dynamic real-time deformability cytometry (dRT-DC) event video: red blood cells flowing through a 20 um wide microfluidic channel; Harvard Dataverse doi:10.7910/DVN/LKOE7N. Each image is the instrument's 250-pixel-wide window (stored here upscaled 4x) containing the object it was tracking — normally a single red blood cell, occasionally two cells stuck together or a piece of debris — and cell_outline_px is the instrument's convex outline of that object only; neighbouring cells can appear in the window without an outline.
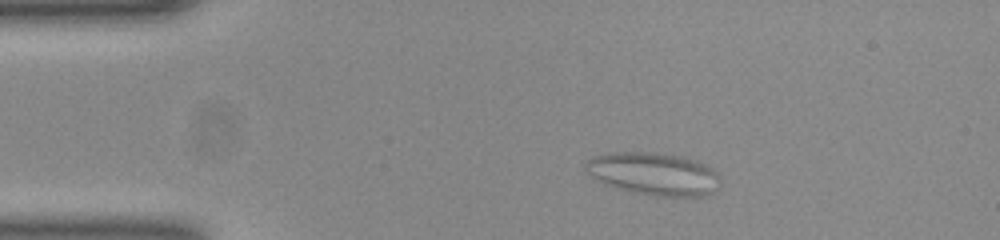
{"species": "common noctule bat (a hibernating species)", "species_latin": "Nyctalus noctula", "temperature_condition": "room temperature", "stored_images_in_passage": 51, "camera_frame_rate_fps": 3000, "um_per_image_px": 0.085, "animal": {"sex": "female", "body_mass_g": 23.0, "forearm_length_mm": 53.4}, "frame": {"image": 1, "passage_image": 8, "time_ms": 2.333, "image_size_px": [1000, 240], "cell_outline_px": [[716, 176], [708, 192], [700, 196], [656, 196], [608, 184], [592, 176], [584, 168], [584, 164], [588, 160], [596, 156], [616, 152], [652, 152], [680, 156], [696, 160], [712, 168], [716, 172]], "centroid_in_image_um": [55.49, 14.73], "position_along_channel_um": 29.5, "area_um2": 31.91}}
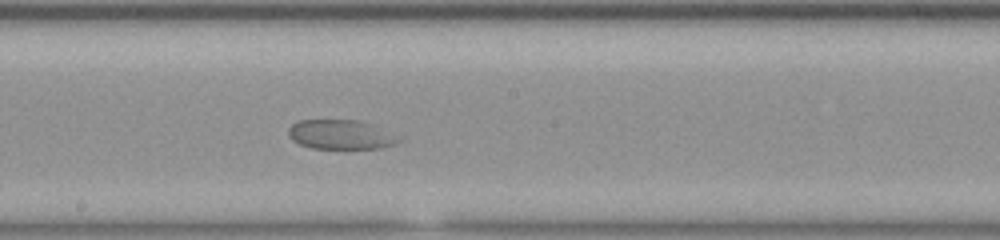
{"frame": {"image": 2, "passage_image": 27, "time_ms": 8.667, "image_size_px": [1000, 240], "cell_outline_px": [[400, 140], [392, 144], [380, 148], [312, 148], [300, 144], [292, 140], [288, 136], [288, 128], [292, 124], [300, 120], [356, 120], [368, 124]], "centroid_in_image_um": [28.79, 11.44], "position_along_channel_um": 219.4, "area_um2": 18.09}}
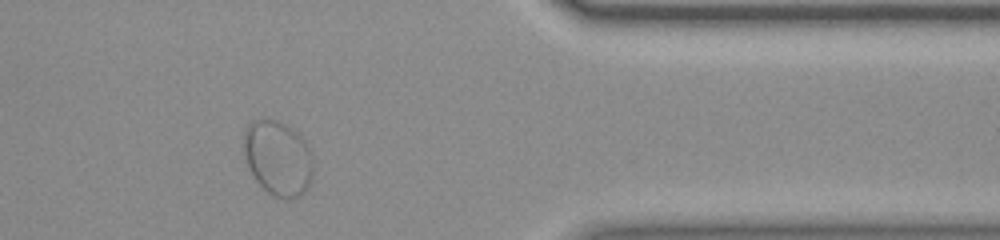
{"frame": {"image": 3, "passage_image": 42, "time_ms": 13.667, "image_size_px": [1000, 240], "cell_outline_px": [[312, 180], [308, 188], [300, 196], [276, 196], [268, 192], [256, 180], [248, 164], [244, 152], [244, 132], [248, 124], [252, 120], [276, 120], [284, 124], [296, 132], [304, 140], [312, 156]], "centroid_in_image_um": [23.63, 13.42], "position_along_channel_um": 387.8, "area_um2": 29.65}}